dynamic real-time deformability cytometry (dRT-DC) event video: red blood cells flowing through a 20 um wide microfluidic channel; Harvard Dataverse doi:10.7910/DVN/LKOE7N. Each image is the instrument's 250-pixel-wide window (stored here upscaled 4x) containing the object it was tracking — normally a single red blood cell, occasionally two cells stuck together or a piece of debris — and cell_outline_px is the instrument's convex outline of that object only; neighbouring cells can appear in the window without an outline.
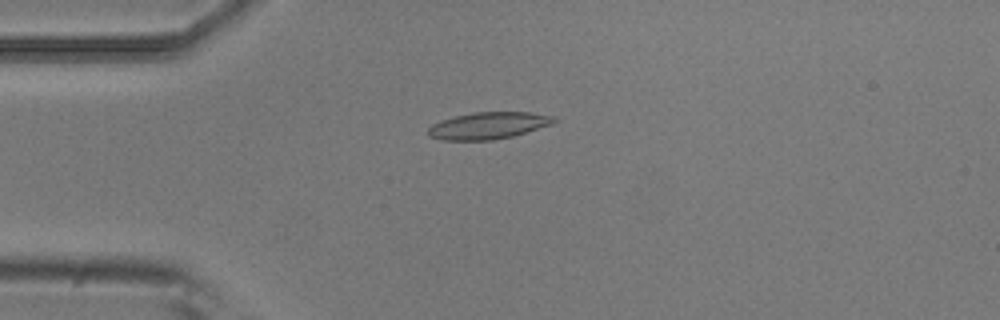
{"species": "common noctule bat (a hibernating species)", "species_latin": "Nyctalus noctula", "temperature_condition": "room temperature", "stored_images_in_passage": 7, "camera_frame_rate_fps": 3000, "um_per_image_px": 0.085, "animal": {"sex": "male", "body_mass_g": 20.5, "forearm_length_mm": 52.5}, "frame": {"image": 1, "passage_image": 1, "time_ms": 0.0, "image_size_px": [1000, 320], "cell_outline_px": [[560, 120], [552, 124], [512, 136], [492, 140], [444, 140], [428, 136], [428, 128], [432, 124], [440, 120], [472, 112], [532, 112], [556, 116]], "centroid_in_image_um": [41.54, 10.66], "position_along_channel_um": 43.5, "area_um2": 19.83}}
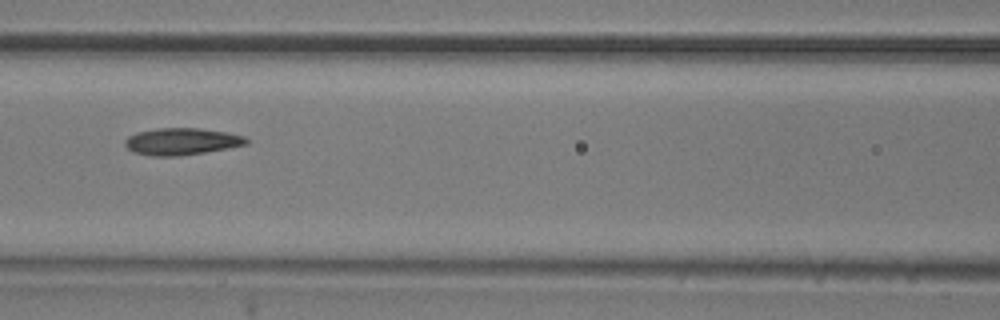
{"frame": {"image": 2, "passage_image": 4, "time_ms": 1.0, "image_size_px": [1000, 320], "cell_outline_px": [[248, 144], [228, 148], [180, 156], [152, 156], [132, 152], [124, 144], [124, 140], [128, 136], [136, 132], [156, 128], [200, 128], [224, 132], [244, 136], [248, 140]], "centroid_in_image_um": [15.4, 12.02], "position_along_channel_um": 151.2, "area_um2": 19.07}}
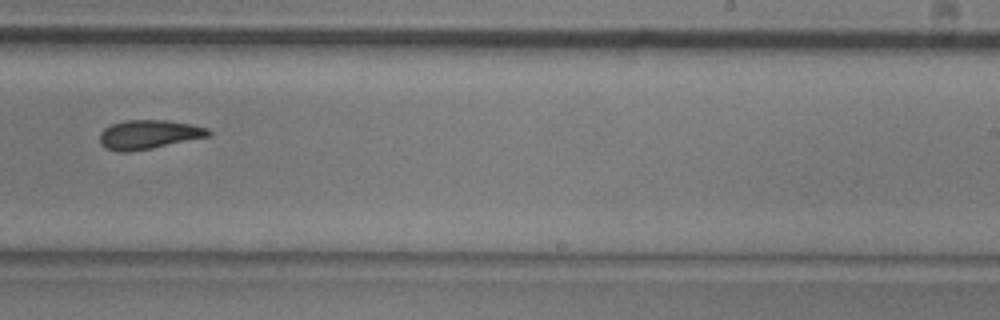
{"frame": {"image": 3, "passage_image": 7, "time_ms": 2.0, "image_size_px": [1000, 320], "cell_outline_px": [[212, 136], [152, 148], [128, 152], [116, 152], [104, 148], [100, 144], [100, 132], [104, 128], [112, 124], [124, 120], [168, 120], [192, 124], [208, 128], [212, 132]], "centroid_in_image_um": [12.65, 11.43], "position_along_channel_um": 276.3, "area_um2": 18.73}}